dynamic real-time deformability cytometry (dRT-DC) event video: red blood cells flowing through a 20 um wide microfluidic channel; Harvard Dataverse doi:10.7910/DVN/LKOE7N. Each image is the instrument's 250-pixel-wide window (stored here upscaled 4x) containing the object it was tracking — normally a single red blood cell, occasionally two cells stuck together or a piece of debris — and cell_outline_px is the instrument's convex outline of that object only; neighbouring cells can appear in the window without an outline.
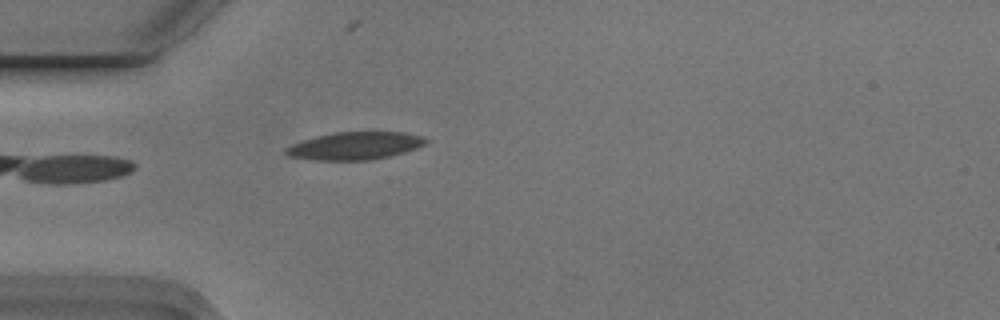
{"species": "Egyptian fruit bat (a non-hibernating species)", "species_latin": "Rousettus aegyptiacus", "temperature_condition": "cold", "stored_images_in_passage": 2, "camera_frame_rate_fps": 3000, "um_per_image_px": 0.085, "animal": {"sex": "male"}, "frame": {"image": 1, "passage_image": 2, "time_ms": 0.333, "image_size_px": [1000, 320], "cell_outline_px": [[428, 140], [424, 144], [416, 148], [404, 152], [372, 160], [316, 160], [288, 156], [284, 152], [284, 148], [292, 144], [316, 136], [336, 132], [404, 132], [420, 136]], "centroid_in_image_um": [30.14, 12.39], "position_along_channel_um": 54.9, "area_um2": 22.37}}